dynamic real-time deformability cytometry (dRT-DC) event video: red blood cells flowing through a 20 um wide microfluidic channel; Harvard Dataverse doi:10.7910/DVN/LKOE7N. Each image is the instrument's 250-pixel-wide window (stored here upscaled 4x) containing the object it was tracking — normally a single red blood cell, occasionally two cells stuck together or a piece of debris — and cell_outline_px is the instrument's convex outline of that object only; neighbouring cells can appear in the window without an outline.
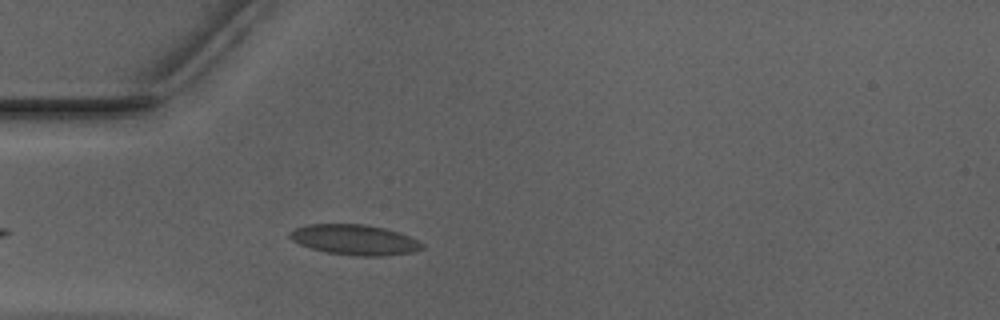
{"species": "Egyptian fruit bat (a non-hibernating species)", "species_latin": "Rousettus aegyptiacus", "temperature_condition": "warm", "stored_images_in_passage": 30, "camera_frame_rate_fps": 3000, "um_per_image_px": 0.085, "animal": {"sex": "male"}, "frame": {"image": 1, "passage_image": 5, "time_ms": 1.333, "image_size_px": [1000, 320], "cell_outline_px": [[424, 248], [412, 252], [384, 256], [352, 256], [328, 252], [312, 248], [300, 244], [292, 240], [288, 236], [288, 232], [296, 228], [308, 224], [364, 224], [384, 228], [408, 236], [424, 244]], "centroid_in_image_um": [30.13, 20.38], "position_along_channel_um": 54.9, "area_um2": 23.24}}
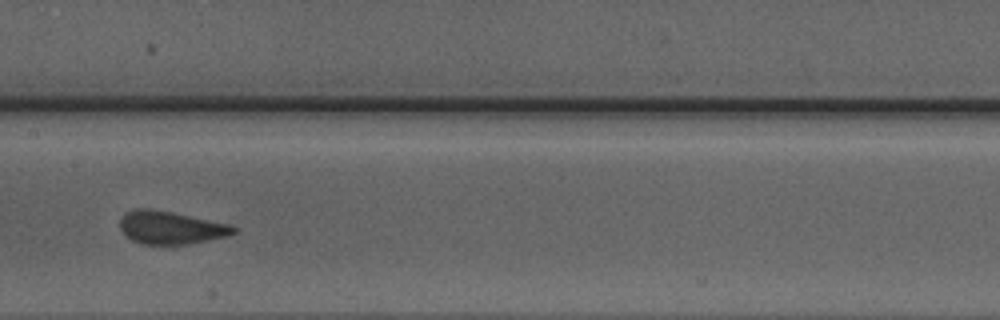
{"frame": {"image": 2, "passage_image": 16, "time_ms": 5.0, "image_size_px": [1000, 320], "cell_outline_px": [[240, 228], [236, 232], [228, 236], [188, 244], [140, 244], [124, 236], [120, 228], [120, 220], [124, 212], [136, 208], [148, 208], [172, 212], [228, 224]], "centroid_in_image_um": [14.48, 19.35], "position_along_channel_um": 192.9, "area_um2": 21.91}}
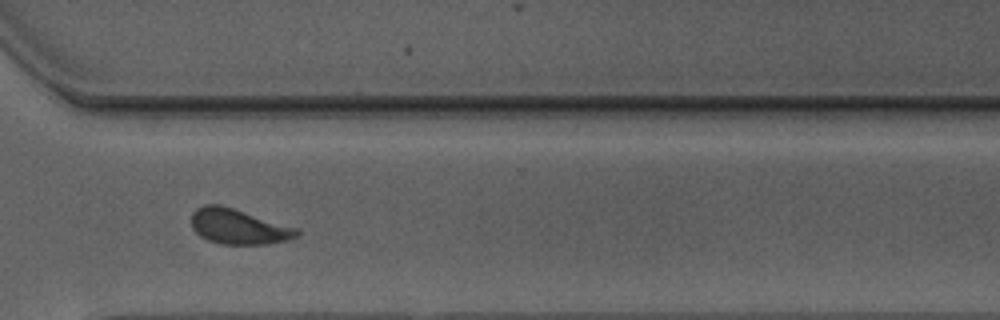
{"frame": {"image": 3, "passage_image": 28, "time_ms": 9.0, "image_size_px": [1000, 320], "cell_outline_px": [[300, 232], [296, 236], [288, 240], [268, 244], [220, 244], [208, 240], [200, 236], [192, 228], [192, 212], [196, 208], [204, 204], [220, 204], [300, 228]], "centroid_in_image_um": [20.28, 19.25], "position_along_channel_um": 350.3, "area_um2": 21.85}, "authors_computed_cell_mechanics": {"area_um2": 21.8195, "velocity_mm_per_s": 3.9388, "shape_relaxation_time_tau1_ms": 6.2669, "shape_relaxation_time_tau2_ms": 0.68, "deformation_change_tau1": 0.1615, "deformation_change_tau2": 0.0667}}